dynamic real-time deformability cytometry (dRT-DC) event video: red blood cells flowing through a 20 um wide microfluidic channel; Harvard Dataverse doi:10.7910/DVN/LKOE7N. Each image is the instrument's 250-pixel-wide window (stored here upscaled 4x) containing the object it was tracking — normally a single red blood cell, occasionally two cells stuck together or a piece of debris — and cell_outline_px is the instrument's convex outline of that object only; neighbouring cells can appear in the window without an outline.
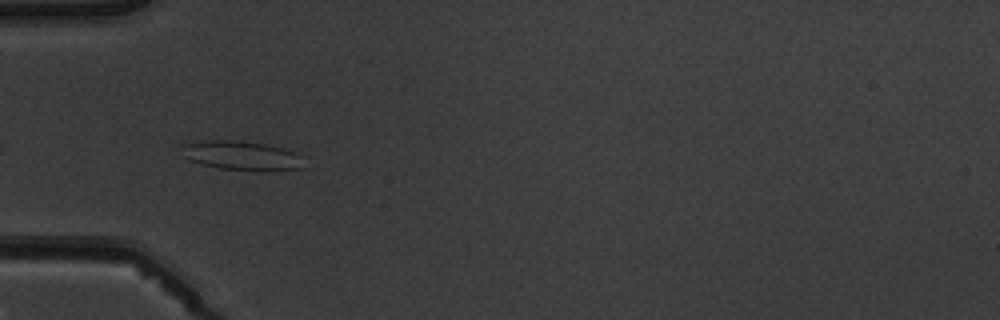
{"species": "common noctule bat (a hibernating species)", "species_latin": "Nyctalus noctula", "temperature_condition": "warm", "stored_images_in_passage": 5, "camera_frame_rate_fps": 3000, "um_per_image_px": 0.085, "animal": {"sex": "male", "body_mass_g": 19.5, "forearm_length_mm": 54.6}, "frame": {"image": 1, "passage_image": 4, "time_ms": 3.667, "image_size_px": [1000, 320], "cell_outline_px": [[300, 168], [264, 172], [220, 168], [200, 164], [184, 156], [184, 144], [204, 140], [232, 140], [264, 144], [296, 152], [300, 156]], "centroid_in_image_um": [20.54, 13.24], "position_along_channel_um": 64.5, "area_um2": 20.4}}
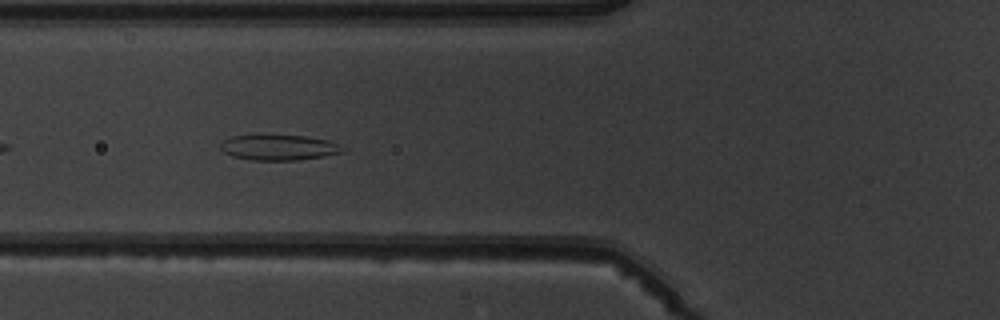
{"frame": {"image": 2, "passage_image": 5, "time_ms": 4.667, "image_size_px": [1000, 320], "cell_outline_px": [[344, 148], [340, 152], [320, 156], [296, 160], [248, 160], [232, 156], [224, 152], [220, 148], [220, 144], [224, 140], [232, 136], [260, 132], [304, 136], [328, 140]], "centroid_in_image_um": [23.57, 12.48], "position_along_channel_um": 102.2, "area_um2": 18.61}}